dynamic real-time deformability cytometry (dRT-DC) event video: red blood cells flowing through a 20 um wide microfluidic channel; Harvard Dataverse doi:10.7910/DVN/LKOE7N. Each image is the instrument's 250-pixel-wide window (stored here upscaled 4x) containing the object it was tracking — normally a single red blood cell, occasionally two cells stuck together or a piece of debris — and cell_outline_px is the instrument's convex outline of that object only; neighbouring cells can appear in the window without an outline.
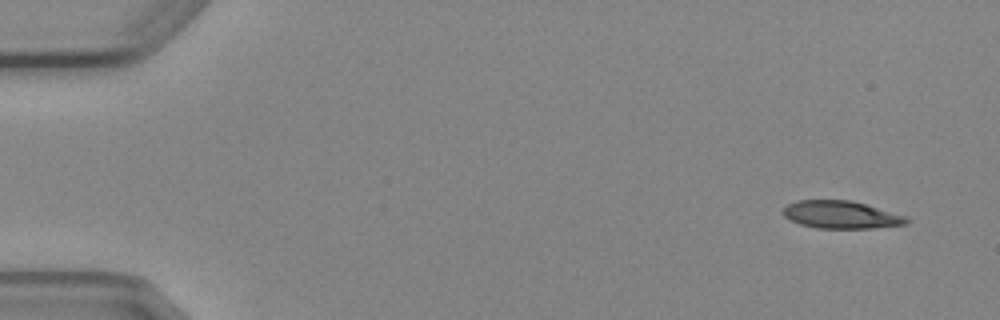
{"species": "Egyptian fruit bat (a non-hibernating species)", "species_latin": "Rousettus aegyptiacus", "temperature_condition": "cold", "stored_images_in_passage": 4, "camera_frame_rate_fps": 3000, "um_per_image_px": 0.085, "animal": {"sex": "female"}, "frame": {"image": 1, "passage_image": 1, "time_ms": 0.0, "image_size_px": [1000, 320], "cell_outline_px": [[912, 220], [908, 224], [872, 228], [816, 228], [800, 224], [784, 216], [784, 208], [788, 204], [800, 200], [852, 200], [908, 216]], "centroid_in_image_um": [71.58, 18.25], "position_along_channel_um": 13.4, "area_um2": 19.94}}